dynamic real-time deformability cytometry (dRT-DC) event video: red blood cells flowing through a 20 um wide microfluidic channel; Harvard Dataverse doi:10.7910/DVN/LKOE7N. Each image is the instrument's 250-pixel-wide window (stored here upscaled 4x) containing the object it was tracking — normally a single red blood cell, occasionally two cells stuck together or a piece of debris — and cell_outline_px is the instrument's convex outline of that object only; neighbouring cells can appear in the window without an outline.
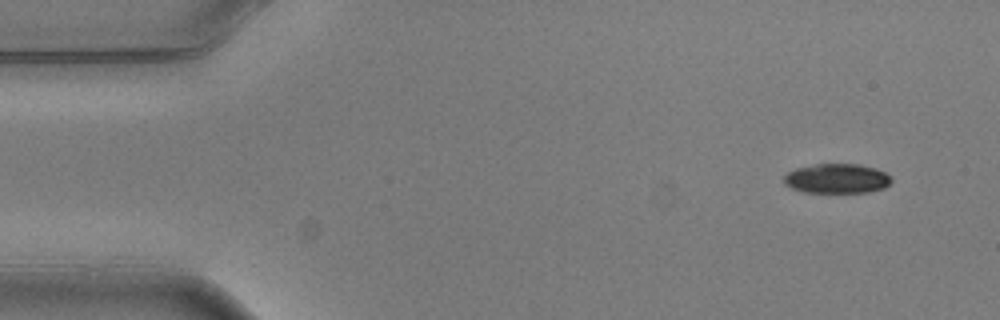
{"species": "common noctule bat (a hibernating species)", "species_latin": "Nyctalus noctula", "temperature_condition": "warm", "stored_images_in_passage": 7, "camera_frame_rate_fps": 3000, "um_per_image_px": 0.085, "animal": {"sex": "male", "body_mass_g": 20.5, "forearm_length_mm": 52.5}, "frame": {"image": 1, "passage_image": 1, "time_ms": 0.0, "image_size_px": [1000, 320], "cell_outline_px": [[892, 180], [884, 188], [868, 192], [804, 192], [792, 188], [784, 184], [784, 176], [788, 172], [796, 168], [816, 164], [860, 164], [876, 168], [884, 172]], "centroid_in_image_um": [71.12, 15.17], "position_along_channel_um": 13.9, "area_um2": 18.44}}
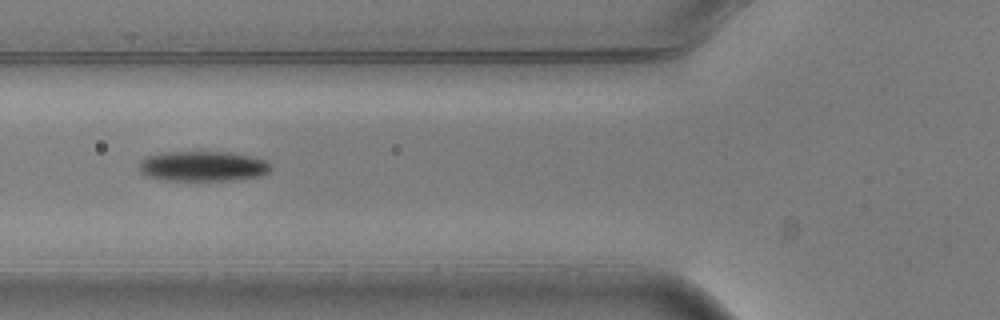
{"frame": {"image": 2, "passage_image": 5, "time_ms": 1.333, "image_size_px": [1000, 320], "cell_outline_px": [[272, 168], [268, 172], [260, 176], [232, 180], [156, 180], [144, 176], [140, 172], [140, 160], [144, 156], [164, 152], [228, 152], [248, 156], [264, 160], [272, 164]], "centroid_in_image_um": [17.18, 14.13], "position_along_channel_um": 108.6, "area_um2": 23.29}}
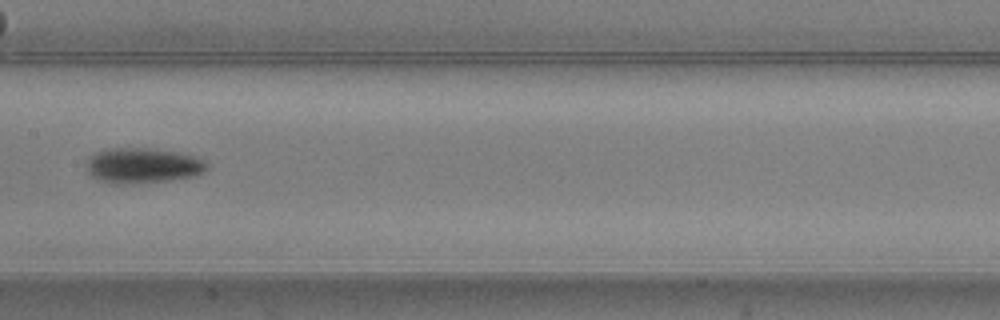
{"frame": {"image": 3, "passage_image": 7, "time_ms": 2.0, "image_size_px": [1000, 320], "cell_outline_px": [[208, 168], [204, 172], [196, 176], [172, 180], [132, 184], [112, 184], [96, 180], [88, 172], [88, 160], [96, 152], [108, 148], [156, 148], [180, 152], [204, 160], [208, 164]], "centroid_in_image_um": [12.16, 14.08], "position_along_channel_um": 195.2, "area_um2": 25.14}}